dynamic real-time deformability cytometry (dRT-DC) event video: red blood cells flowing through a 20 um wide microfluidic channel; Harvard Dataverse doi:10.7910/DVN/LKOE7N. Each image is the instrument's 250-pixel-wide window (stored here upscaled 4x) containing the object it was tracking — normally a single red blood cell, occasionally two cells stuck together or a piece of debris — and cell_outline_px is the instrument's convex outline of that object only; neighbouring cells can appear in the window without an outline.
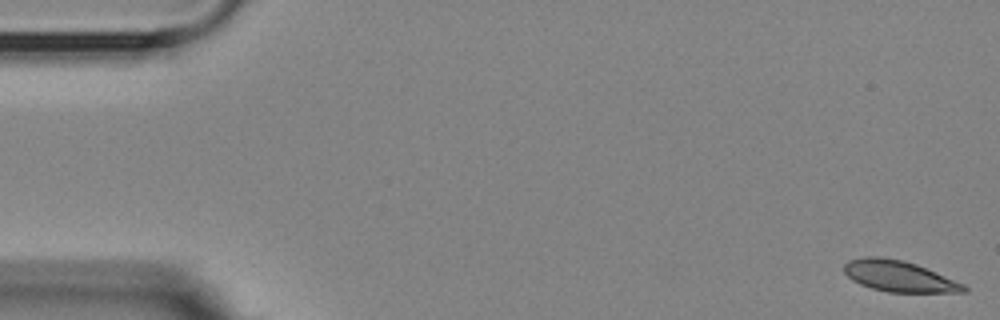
{"species": "Egyptian fruit bat (a non-hibernating species)", "species_latin": "Rousettus aegyptiacus", "temperature_condition": "room temperature", "stored_images_in_passage": 4, "camera_frame_rate_fps": 3000, "um_per_image_px": 0.085, "animal": {"sex": "female"}, "frame": {"image": 1, "passage_image": 1, "time_ms": 0.0, "image_size_px": [1000, 320], "cell_outline_px": [[968, 292], [888, 292], [872, 288], [860, 284], [852, 280], [844, 272], [844, 264], [848, 260], [864, 256], [876, 256], [904, 260], [916, 264], [936, 272], [964, 284], [968, 288]], "centroid_in_image_um": [76.4, 23.47], "position_along_channel_um": 8.6, "area_um2": 21.62}}